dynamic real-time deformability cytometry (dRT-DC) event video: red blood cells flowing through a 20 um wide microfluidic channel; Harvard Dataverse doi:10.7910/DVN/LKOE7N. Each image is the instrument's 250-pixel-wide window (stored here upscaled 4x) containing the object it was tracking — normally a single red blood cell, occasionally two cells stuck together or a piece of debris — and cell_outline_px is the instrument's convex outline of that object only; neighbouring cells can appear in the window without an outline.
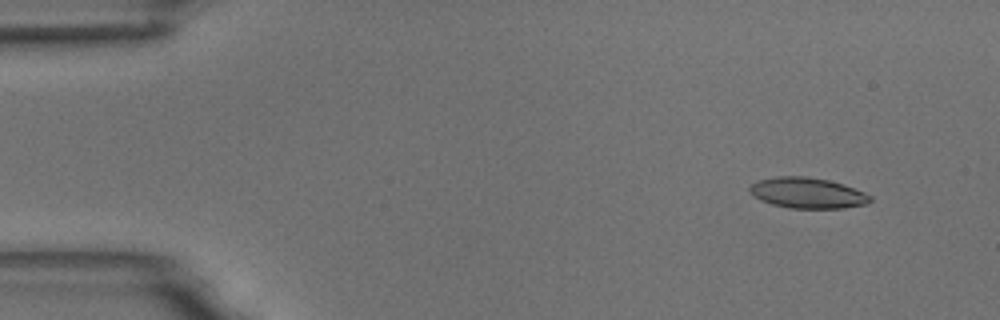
{"species": "common noctule bat (a hibernating species)", "species_latin": "Nyctalus noctula", "temperature_condition": "room temperature", "stored_images_in_passage": 5, "camera_frame_rate_fps": 3000, "um_per_image_px": 0.085, "animal": {"sex": "male", "body_mass_g": 18.8}, "frame": {"image": 1, "passage_image": 2, "time_ms": 1.333, "image_size_px": [1000, 320], "cell_outline_px": [[872, 200], [868, 204], [844, 208], [788, 208], [772, 204], [760, 200], [748, 188], [752, 184], [760, 180], [776, 176], [804, 176], [828, 180], [844, 184], [864, 192], [872, 196]], "centroid_in_image_um": [68.68, 16.4], "position_along_channel_um": 16.3, "area_um2": 21.5}}
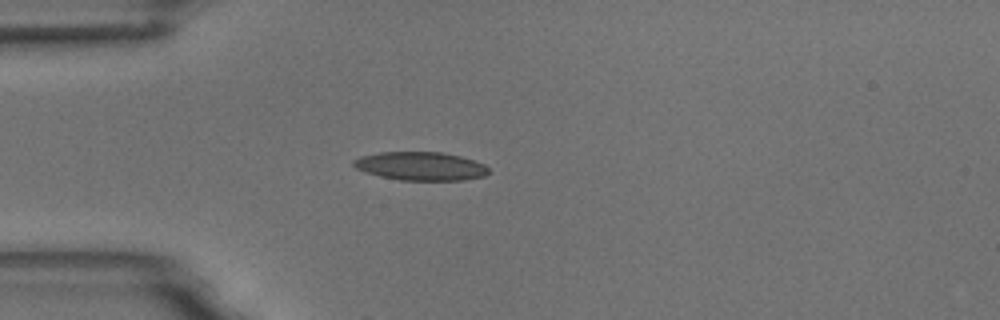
{"frame": {"image": 2, "passage_image": 5, "time_ms": 4.667, "image_size_px": [1000, 320], "cell_outline_px": [[488, 172], [484, 176], [464, 180], [400, 180], [380, 176], [356, 168], [352, 164], [352, 160], [360, 156], [380, 152], [440, 152], [460, 156], [484, 164], [488, 168]], "centroid_in_image_um": [35.74, 14.12], "position_along_channel_um": 49.3, "area_um2": 22.25}}